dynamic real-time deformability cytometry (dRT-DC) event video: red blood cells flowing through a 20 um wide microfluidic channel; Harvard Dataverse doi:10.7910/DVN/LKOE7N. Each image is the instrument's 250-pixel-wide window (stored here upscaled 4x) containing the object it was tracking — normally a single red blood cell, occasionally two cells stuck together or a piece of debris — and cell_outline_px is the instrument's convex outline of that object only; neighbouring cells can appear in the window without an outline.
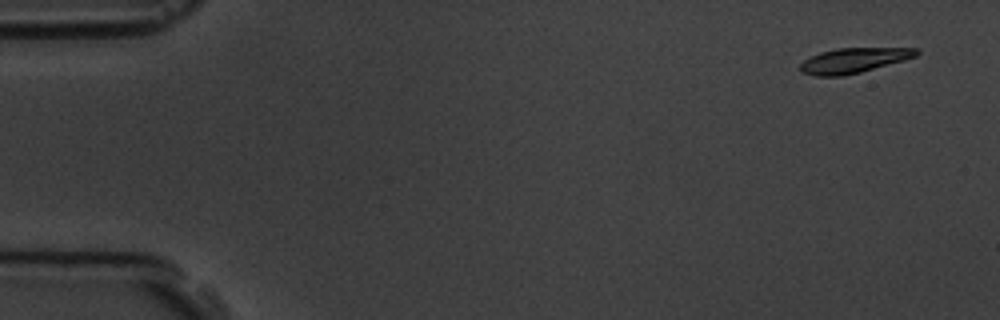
{"species": "common noctule bat (a hibernating species)", "species_latin": "Nyctalus noctula", "temperature_condition": "room temperature", "stored_images_in_passage": 5, "camera_frame_rate_fps": 3000, "um_per_image_px": 0.085, "animal": {"sex": "male", "body_mass_g": 19.5, "forearm_length_mm": 54.6}, "frame": {"image": 1, "passage_image": 1, "time_ms": 0.0, "image_size_px": [1000, 320], "cell_outline_px": [[920, 52], [916, 56], [904, 60], [860, 72], [840, 76], [816, 76], [800, 72], [800, 64], [804, 60], [820, 52], [836, 48], [920, 48]], "centroid_in_image_um": [72.56, 5.13], "position_along_channel_um": 12.4, "area_um2": 16.82}}